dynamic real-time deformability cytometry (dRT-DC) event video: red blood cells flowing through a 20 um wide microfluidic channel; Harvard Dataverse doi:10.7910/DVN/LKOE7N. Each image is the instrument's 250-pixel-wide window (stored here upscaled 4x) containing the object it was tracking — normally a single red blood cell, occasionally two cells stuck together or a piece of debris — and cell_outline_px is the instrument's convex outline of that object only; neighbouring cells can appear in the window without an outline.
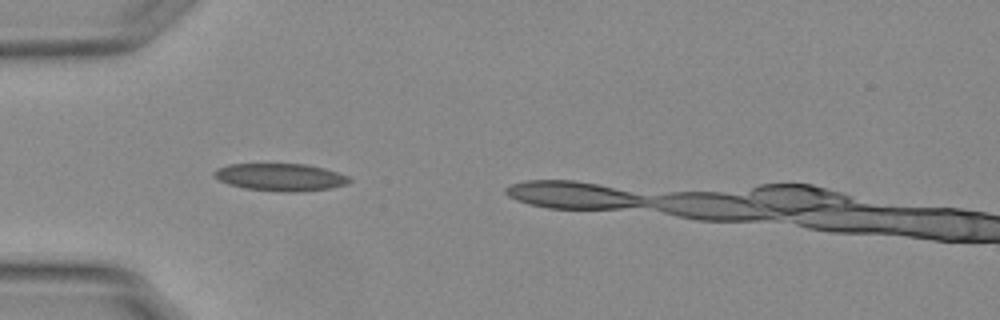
{"species": "Egyptian fruit bat (a non-hibernating species)", "species_latin": "Rousettus aegyptiacus", "temperature_condition": "warm", "stored_images_in_passage": 11, "camera_frame_rate_fps": 3000, "um_per_image_px": 0.085, "animal": {"sex": "female"}, "frame": {"image": 1, "passage_image": 7, "time_ms": 2.0, "image_size_px": [1000, 320], "cell_outline_px": [[352, 180], [344, 184], [328, 188], [292, 192], [288, 192], [244, 188], [228, 184], [220, 180], [212, 172], [228, 164], [304, 164], [324, 168], [348, 176]], "centroid_in_image_um": [23.82, 15.05], "position_along_channel_um": 61.2, "area_um2": 21.15}}